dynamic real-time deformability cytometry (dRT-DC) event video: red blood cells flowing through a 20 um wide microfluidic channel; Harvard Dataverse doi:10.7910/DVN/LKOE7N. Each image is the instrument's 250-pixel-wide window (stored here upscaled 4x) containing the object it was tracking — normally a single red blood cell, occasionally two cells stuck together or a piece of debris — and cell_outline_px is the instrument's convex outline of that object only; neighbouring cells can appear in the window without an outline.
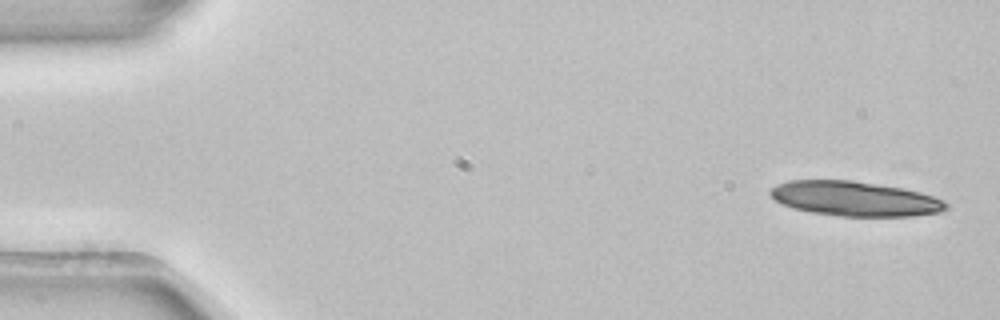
{"species": "common noctule bat (a hibernating species)", "species_latin": "Nyctalus noctula", "temperature_condition": "room temperature", "stored_images_in_passage": 3, "camera_frame_rate_fps": 3000, "um_per_image_px": 0.085, "animal": {"sex": "female", "body_mass_g": 22.7, "forearm_length_mm": 54.2}, "frame": {"image": 1, "passage_image": 1, "time_ms": 0.0, "image_size_px": [1000, 320], "cell_outline_px": [[948, 208], [940, 212], [912, 216], [840, 216], [812, 212], [792, 208], [776, 200], [768, 192], [776, 184], [788, 180], [852, 180], [904, 188], [936, 196], [944, 200], [948, 204]], "centroid_in_image_um": [72.69, 16.88], "position_along_channel_um": 12.3, "area_um2": 35.66}}